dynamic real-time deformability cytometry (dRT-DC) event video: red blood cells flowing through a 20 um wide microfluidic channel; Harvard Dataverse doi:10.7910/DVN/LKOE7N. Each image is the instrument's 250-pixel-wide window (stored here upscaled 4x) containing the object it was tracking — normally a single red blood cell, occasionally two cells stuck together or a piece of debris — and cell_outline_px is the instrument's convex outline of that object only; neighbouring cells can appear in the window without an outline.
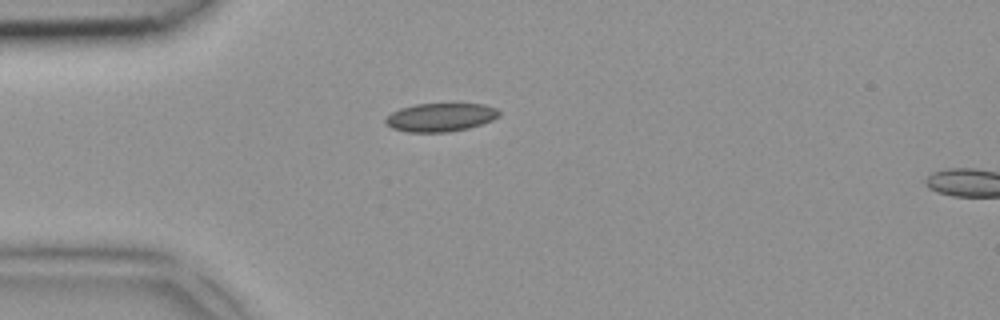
{"species": "common noctule bat (a hibernating species)", "species_latin": "Nyctalus noctula", "temperature_condition": "room temperature", "stored_images_in_passage": 2, "camera_frame_rate_fps": 3000, "um_per_image_px": 0.085, "animal": {"sex": "female", "body_mass_g": 18.4}, "frame": {"image": 1, "passage_image": 1, "time_ms": 0.0, "image_size_px": [1000, 320], "cell_outline_px": [[500, 116], [492, 120], [468, 128], [448, 132], [408, 132], [392, 128], [384, 124], [384, 120], [392, 112], [400, 108], [416, 104], [484, 104], [496, 108], [500, 112]], "centroid_in_image_um": [37.43, 9.97], "position_along_channel_um": 47.6, "area_um2": 18.79}}